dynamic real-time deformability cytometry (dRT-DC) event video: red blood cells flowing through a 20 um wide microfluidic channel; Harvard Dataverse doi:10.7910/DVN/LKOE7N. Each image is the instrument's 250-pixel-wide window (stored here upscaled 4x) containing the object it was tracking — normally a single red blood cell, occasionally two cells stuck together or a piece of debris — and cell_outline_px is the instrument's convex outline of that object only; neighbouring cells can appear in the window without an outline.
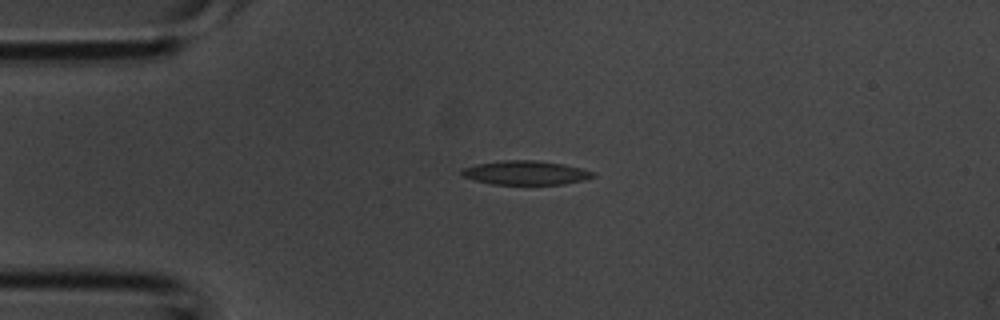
{"species": "common noctule bat (a hibernating species)", "species_latin": "Nyctalus noctula", "temperature_condition": "room temperature", "stored_images_in_passage": 2, "camera_frame_rate_fps": 3000, "um_per_image_px": 0.085, "animal": {"sex": "male", "body_mass_g": 20.1, "forearm_length_mm": 53.5}, "frame": {"image": 1, "passage_image": 1, "time_ms": 0.0, "image_size_px": [1000, 320], "cell_outline_px": [[596, 176], [584, 180], [564, 184], [492, 184], [476, 180], [464, 176], [460, 172], [460, 168], [476, 164], [504, 160], [536, 160], [564, 164], [596, 172]], "centroid_in_image_um": [44.7, 14.68], "position_along_channel_um": 40.3, "area_um2": 18.38}}